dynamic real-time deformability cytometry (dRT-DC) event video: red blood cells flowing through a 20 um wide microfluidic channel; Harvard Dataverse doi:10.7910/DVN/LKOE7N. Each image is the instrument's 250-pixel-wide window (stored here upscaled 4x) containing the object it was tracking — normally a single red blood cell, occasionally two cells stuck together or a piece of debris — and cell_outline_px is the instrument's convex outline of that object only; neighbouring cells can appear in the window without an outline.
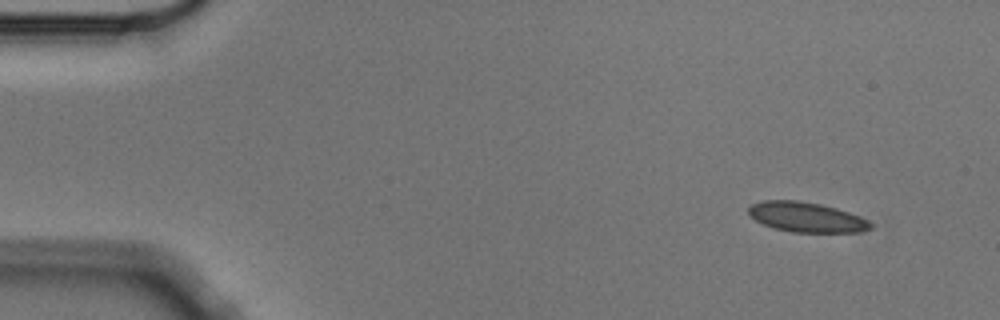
{"species": "Egyptian fruit bat (a non-hibernating species)", "species_latin": "Rousettus aegyptiacus", "temperature_condition": "cold", "stored_images_in_passage": 4, "camera_frame_rate_fps": 3000, "um_per_image_px": 0.085, "animal": {"sex": "male"}, "frame": {"image": 1, "passage_image": 1, "time_ms": 0.0, "image_size_px": [1000, 320], "cell_outline_px": [[872, 228], [860, 232], [792, 232], [772, 228], [748, 216], [748, 208], [752, 204], [764, 200], [796, 200], [820, 204], [836, 208], [860, 216], [868, 220], [872, 224]], "centroid_in_image_um": [68.53, 18.46], "position_along_channel_um": 16.5, "area_um2": 21.33}}
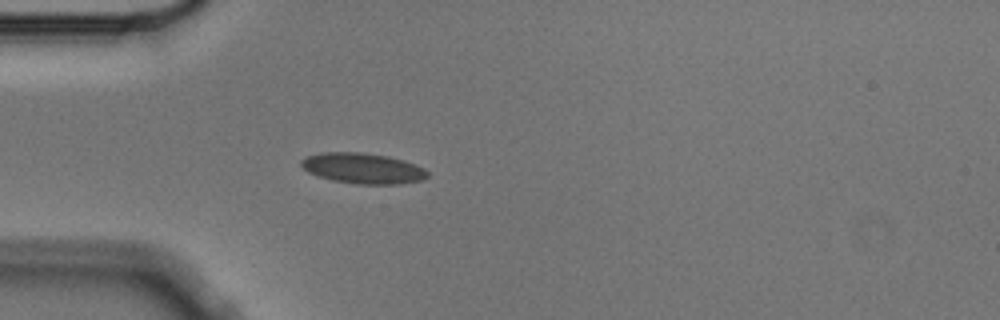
{"frame": {"image": 2, "passage_image": 4, "time_ms": 1.0, "image_size_px": [1000, 320], "cell_outline_px": [[428, 176], [420, 180], [400, 184], [356, 184], [332, 180], [316, 176], [308, 172], [300, 164], [300, 160], [308, 156], [324, 152], [360, 152], [388, 156], [404, 160], [416, 164], [424, 168], [428, 172]], "centroid_in_image_um": [30.84, 14.31], "position_along_channel_um": 54.2, "area_um2": 22.54}}